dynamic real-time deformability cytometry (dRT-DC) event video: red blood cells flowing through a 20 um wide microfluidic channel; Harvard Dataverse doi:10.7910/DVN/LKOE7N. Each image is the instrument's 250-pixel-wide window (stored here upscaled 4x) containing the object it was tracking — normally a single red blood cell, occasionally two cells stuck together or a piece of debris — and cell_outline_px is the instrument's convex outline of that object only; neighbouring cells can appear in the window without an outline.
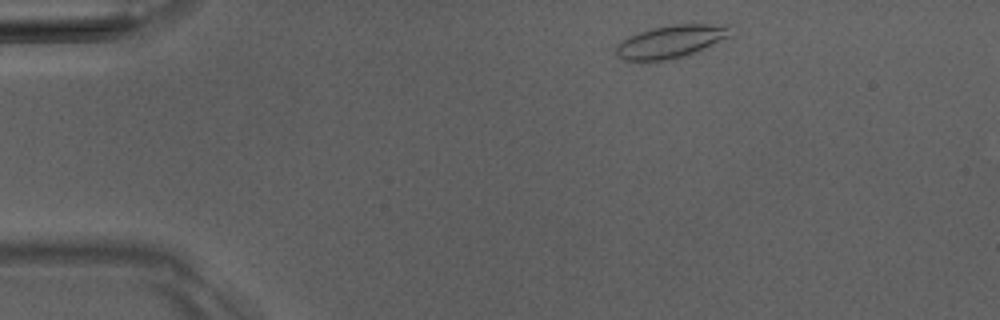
{"species": "Egyptian fruit bat (a non-hibernating species)", "species_latin": "Rousettus aegyptiacus", "temperature_condition": "room temperature", "stored_images_in_passage": 3, "camera_frame_rate_fps": 3000, "um_per_image_px": 0.085, "animal": {"sex": "male"}, "frame": {"image": 1, "passage_image": 1, "time_ms": 0.0, "image_size_px": [1000, 320], "cell_outline_px": [[736, 36], [684, 56], [672, 60], [624, 60], [616, 56], [616, 44], [620, 40], [628, 36], [652, 28], [672, 24], [728, 24]], "centroid_in_image_um": [57.1, 3.52], "position_along_channel_um": 27.9, "area_um2": 22.31}}